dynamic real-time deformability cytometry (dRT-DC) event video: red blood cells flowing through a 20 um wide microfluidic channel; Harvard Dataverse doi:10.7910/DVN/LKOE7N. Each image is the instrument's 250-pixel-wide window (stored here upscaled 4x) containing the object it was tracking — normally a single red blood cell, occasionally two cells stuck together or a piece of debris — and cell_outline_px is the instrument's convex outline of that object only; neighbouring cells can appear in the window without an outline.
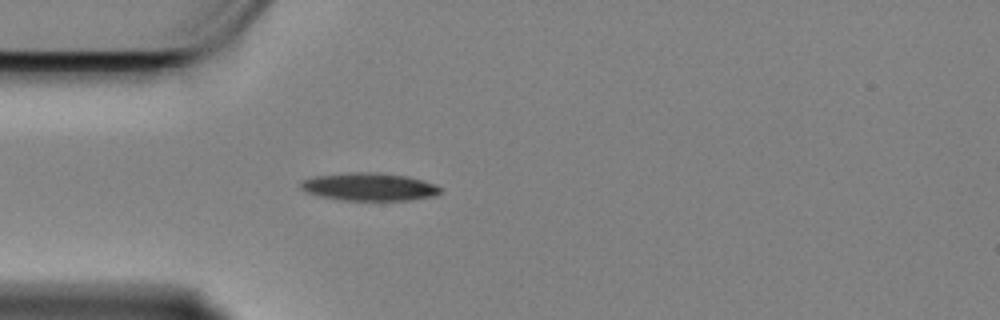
{"species": "Egyptian fruit bat (a non-hibernating species)", "species_latin": "Rousettus aegyptiacus", "temperature_condition": "cold", "stored_images_in_passage": 15, "camera_frame_rate_fps": 3000, "um_per_image_px": 0.085, "animal": {"sex": "female"}, "frame": {"image": 1, "passage_image": 10, "time_ms": 3.0, "image_size_px": [1000, 320], "cell_outline_px": [[440, 192], [436, 196], [408, 200], [340, 200], [320, 196], [304, 192], [300, 188], [300, 180], [316, 176], [348, 172], [384, 172], [408, 176], [436, 184], [440, 188]], "centroid_in_image_um": [31.36, 15.87], "position_along_channel_um": 53.6, "area_um2": 22.95}}
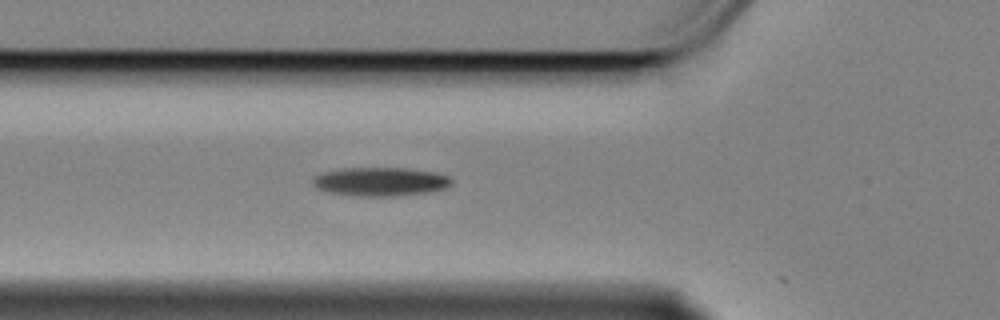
{"frame": {"image": 2, "passage_image": 14, "time_ms": 4.333, "image_size_px": [1000, 320], "cell_outline_px": [[452, 184], [448, 188], [428, 192], [396, 196], [360, 196], [328, 192], [316, 188], [312, 184], [312, 176], [320, 172], [340, 168], [404, 168], [436, 172], [448, 176], [452, 180]], "centroid_in_image_um": [32.3, 15.43], "position_along_channel_um": 93.5, "area_um2": 23.52}}